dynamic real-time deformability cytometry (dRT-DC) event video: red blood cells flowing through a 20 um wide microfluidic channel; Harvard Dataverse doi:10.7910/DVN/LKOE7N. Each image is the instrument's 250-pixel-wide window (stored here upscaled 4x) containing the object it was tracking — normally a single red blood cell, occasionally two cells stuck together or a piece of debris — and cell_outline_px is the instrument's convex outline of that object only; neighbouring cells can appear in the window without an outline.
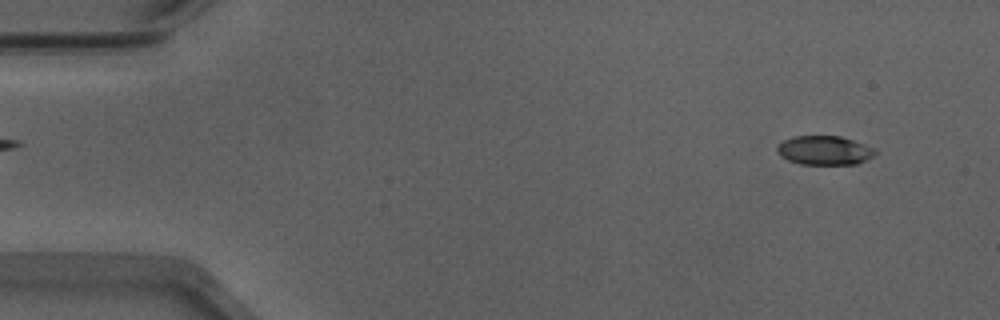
{"species": "Egyptian fruit bat (a non-hibernating species)", "species_latin": "Rousettus aegyptiacus", "temperature_condition": "warm", "stored_images_in_passage": 52, "camera_frame_rate_fps": 3000, "um_per_image_px": 0.085, "animal": {"sex": "male"}, "frame": {"image": 1, "passage_image": 4, "time_ms": 1.0, "image_size_px": [1000, 320], "cell_outline_px": [[876, 152], [868, 160], [856, 164], [800, 164], [788, 160], [780, 156], [776, 152], [776, 148], [784, 140], [796, 136], [840, 136], [864, 144], [872, 148]], "centroid_in_image_um": [70.05, 12.79], "position_along_channel_um": 14.9, "area_um2": 16.47}}
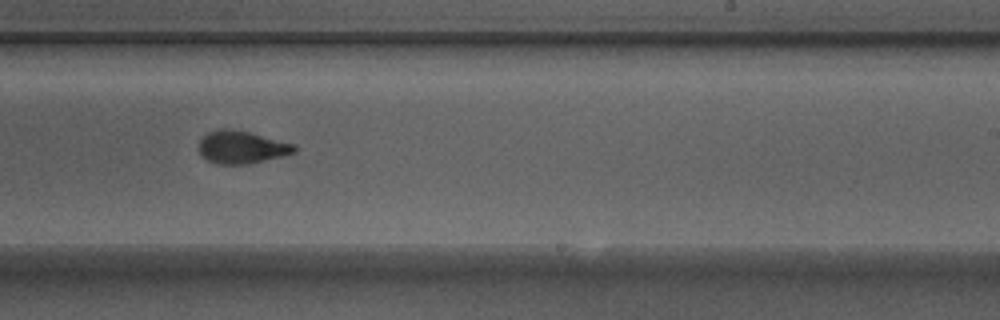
{"frame": {"image": 2, "passage_image": 32, "time_ms": 10.333, "image_size_px": [1000, 320], "cell_outline_px": [[296, 152], [280, 156], [244, 164], [216, 164], [208, 160], [200, 152], [200, 140], [208, 132], [216, 128], [224, 128], [248, 132], [292, 144], [296, 148]], "centroid_in_image_um": [20.49, 12.5], "position_along_channel_um": 268.5, "area_um2": 17.57}}
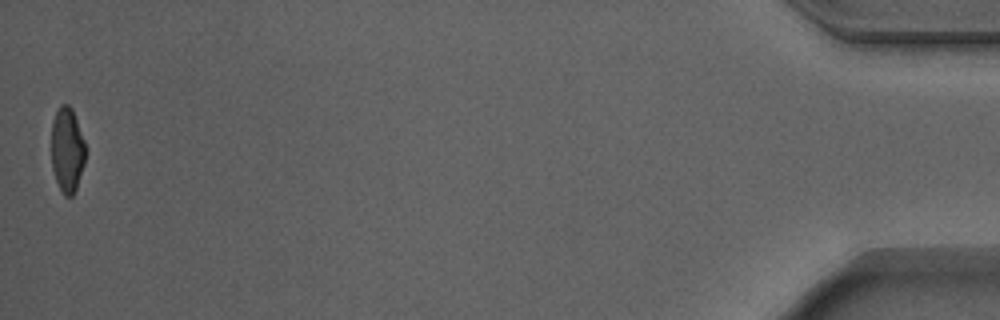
{"frame": {"image": 3, "passage_image": 52, "time_ms": 17.0, "image_size_px": [1000, 320], "cell_outline_px": [[84, 164], [76, 188], [72, 196], [64, 196], [56, 180], [52, 168], [52, 120], [60, 104], [68, 104], [72, 108], [84, 140]], "centroid_in_image_um": [5.7, 12.72], "position_along_channel_um": 429.5, "area_um2": 16.65}, "authors_computed_cell_mechanics": {"area_um2": 17.918, "velocity_mm_per_s": 3.9073, "shape_relaxation_time_tau1_ms": 3.7738, "shape_relaxation_time_tau2_ms": 0.9263, "deformation_change_tau1": 0.1811, "deformation_change_tau2": 0.0747}}